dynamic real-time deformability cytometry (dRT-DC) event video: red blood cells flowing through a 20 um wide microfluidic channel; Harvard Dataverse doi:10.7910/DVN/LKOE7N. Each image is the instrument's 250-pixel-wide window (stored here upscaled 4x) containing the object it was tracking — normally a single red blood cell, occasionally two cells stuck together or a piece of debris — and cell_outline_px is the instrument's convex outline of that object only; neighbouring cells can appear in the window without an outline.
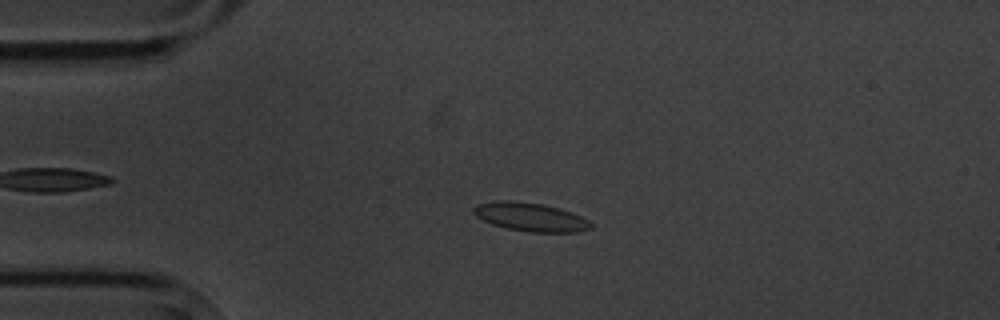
{"species": "common noctule bat (a hibernating species)", "species_latin": "Nyctalus noctula", "temperature_condition": "cold", "stored_images_in_passage": 4, "camera_frame_rate_fps": 3000, "um_per_image_px": 0.085, "animal": {"sex": "male", "body_mass_g": 20.1, "forearm_length_mm": 53.5}, "frame": {"image": 1, "passage_image": 3, "time_ms": 2.333, "image_size_px": [1000, 320], "cell_outline_px": [[592, 228], [576, 232], [532, 232], [508, 228], [492, 224], [476, 216], [472, 212], [472, 208], [476, 204], [500, 200], [508, 200], [544, 204], [560, 208], [572, 212], [588, 220], [592, 224]], "centroid_in_image_um": [45.09, 18.43], "position_along_channel_um": 39.9, "area_um2": 19.48}}